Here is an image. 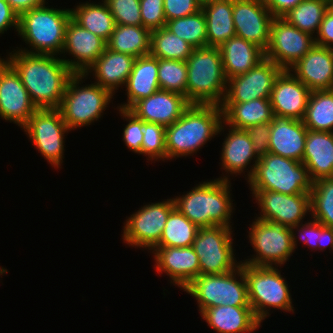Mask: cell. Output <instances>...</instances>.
<instances>
[{"label":"cell","instance_id":"2e32d148","mask_svg":"<svg viewBox=\"0 0 333 333\" xmlns=\"http://www.w3.org/2000/svg\"><path fill=\"white\" fill-rule=\"evenodd\" d=\"M283 69L264 58L248 72L228 79L223 103H244L270 98L276 78Z\"/></svg>","mask_w":333,"mask_h":333},{"label":"cell","instance_id":"277c9868","mask_svg":"<svg viewBox=\"0 0 333 333\" xmlns=\"http://www.w3.org/2000/svg\"><path fill=\"white\" fill-rule=\"evenodd\" d=\"M45 5L47 4L19 15L17 34L30 49L21 47L16 50L61 57L66 26L71 18V8L58 9Z\"/></svg>","mask_w":333,"mask_h":333},{"label":"cell","instance_id":"f546056e","mask_svg":"<svg viewBox=\"0 0 333 333\" xmlns=\"http://www.w3.org/2000/svg\"><path fill=\"white\" fill-rule=\"evenodd\" d=\"M219 49L227 80L248 72L265 58L264 50L237 36L223 43Z\"/></svg>","mask_w":333,"mask_h":333},{"label":"cell","instance_id":"4fadbf2b","mask_svg":"<svg viewBox=\"0 0 333 333\" xmlns=\"http://www.w3.org/2000/svg\"><path fill=\"white\" fill-rule=\"evenodd\" d=\"M175 207L173 198L153 202L139 208L127 217L123 227L122 240L129 247L151 250L160 240L171 210Z\"/></svg>","mask_w":333,"mask_h":333},{"label":"cell","instance_id":"816d5d0a","mask_svg":"<svg viewBox=\"0 0 333 333\" xmlns=\"http://www.w3.org/2000/svg\"><path fill=\"white\" fill-rule=\"evenodd\" d=\"M302 0H265L264 4L274 17H283Z\"/></svg>","mask_w":333,"mask_h":333},{"label":"cell","instance_id":"30bf717a","mask_svg":"<svg viewBox=\"0 0 333 333\" xmlns=\"http://www.w3.org/2000/svg\"><path fill=\"white\" fill-rule=\"evenodd\" d=\"M254 220L247 232V238L255 254L241 263L280 268L295 252L291 227L273 220L263 221L256 217Z\"/></svg>","mask_w":333,"mask_h":333},{"label":"cell","instance_id":"8992f818","mask_svg":"<svg viewBox=\"0 0 333 333\" xmlns=\"http://www.w3.org/2000/svg\"><path fill=\"white\" fill-rule=\"evenodd\" d=\"M242 270L247 282L249 305L261 323L271 315V308L294 313L290 286L278 267L242 263Z\"/></svg>","mask_w":333,"mask_h":333},{"label":"cell","instance_id":"ffe728a7","mask_svg":"<svg viewBox=\"0 0 333 333\" xmlns=\"http://www.w3.org/2000/svg\"><path fill=\"white\" fill-rule=\"evenodd\" d=\"M107 48V42L70 18L61 52L73 59L61 58L74 73H84ZM66 53V54H65Z\"/></svg>","mask_w":333,"mask_h":333},{"label":"cell","instance_id":"4316f807","mask_svg":"<svg viewBox=\"0 0 333 333\" xmlns=\"http://www.w3.org/2000/svg\"><path fill=\"white\" fill-rule=\"evenodd\" d=\"M200 315L217 333H253L262 324L251 306L220 305L206 308Z\"/></svg>","mask_w":333,"mask_h":333},{"label":"cell","instance_id":"681fc988","mask_svg":"<svg viewBox=\"0 0 333 333\" xmlns=\"http://www.w3.org/2000/svg\"><path fill=\"white\" fill-rule=\"evenodd\" d=\"M317 36V37H316ZM315 45L333 49V7L326 12L320 24L319 31L315 35Z\"/></svg>","mask_w":333,"mask_h":333},{"label":"cell","instance_id":"7bdbcfd3","mask_svg":"<svg viewBox=\"0 0 333 333\" xmlns=\"http://www.w3.org/2000/svg\"><path fill=\"white\" fill-rule=\"evenodd\" d=\"M165 133L166 127L143 121L141 155L147 156L148 161L167 160Z\"/></svg>","mask_w":333,"mask_h":333},{"label":"cell","instance_id":"836d02e7","mask_svg":"<svg viewBox=\"0 0 333 333\" xmlns=\"http://www.w3.org/2000/svg\"><path fill=\"white\" fill-rule=\"evenodd\" d=\"M151 31L143 26L116 24L107 48L135 58L150 54Z\"/></svg>","mask_w":333,"mask_h":333},{"label":"cell","instance_id":"f1b7e54d","mask_svg":"<svg viewBox=\"0 0 333 333\" xmlns=\"http://www.w3.org/2000/svg\"><path fill=\"white\" fill-rule=\"evenodd\" d=\"M125 88L127 101L116 108L129 110L137 101L160 90L158 58L150 54L137 57Z\"/></svg>","mask_w":333,"mask_h":333},{"label":"cell","instance_id":"74e56055","mask_svg":"<svg viewBox=\"0 0 333 333\" xmlns=\"http://www.w3.org/2000/svg\"><path fill=\"white\" fill-rule=\"evenodd\" d=\"M193 47L165 27L151 31L150 55L158 59L186 61Z\"/></svg>","mask_w":333,"mask_h":333},{"label":"cell","instance_id":"5bb4252c","mask_svg":"<svg viewBox=\"0 0 333 333\" xmlns=\"http://www.w3.org/2000/svg\"><path fill=\"white\" fill-rule=\"evenodd\" d=\"M314 46L315 37L296 28L283 17H274L265 57L283 70H289Z\"/></svg>","mask_w":333,"mask_h":333},{"label":"cell","instance_id":"bcb514c9","mask_svg":"<svg viewBox=\"0 0 333 333\" xmlns=\"http://www.w3.org/2000/svg\"><path fill=\"white\" fill-rule=\"evenodd\" d=\"M143 27L154 31L166 25L163 0H140Z\"/></svg>","mask_w":333,"mask_h":333},{"label":"cell","instance_id":"ac0fdd59","mask_svg":"<svg viewBox=\"0 0 333 333\" xmlns=\"http://www.w3.org/2000/svg\"><path fill=\"white\" fill-rule=\"evenodd\" d=\"M226 129L228 130V133H226L227 135L225 134L226 138L224 137L223 139L224 141L222 143V152L220 156V165L222 166L220 169H223L226 172V175L222 177L220 176L217 179L229 181L231 180L229 179L230 175H235L236 177L247 172L244 176H247L245 179L248 181L252 177L256 164L259 161V158L253 150V143L245 129L232 128L227 126L223 121L220 124L218 134H222ZM251 163L252 166L250 165ZM247 167L250 170H248Z\"/></svg>","mask_w":333,"mask_h":333},{"label":"cell","instance_id":"52a82bcc","mask_svg":"<svg viewBox=\"0 0 333 333\" xmlns=\"http://www.w3.org/2000/svg\"><path fill=\"white\" fill-rule=\"evenodd\" d=\"M247 183L251 192L270 190L287 195L310 193L313 185L302 162L270 152L259 158Z\"/></svg>","mask_w":333,"mask_h":333},{"label":"cell","instance_id":"7c38bea8","mask_svg":"<svg viewBox=\"0 0 333 333\" xmlns=\"http://www.w3.org/2000/svg\"><path fill=\"white\" fill-rule=\"evenodd\" d=\"M232 229L224 226L198 229L192 247L199 258L200 275L228 273L240 265L241 261L235 258Z\"/></svg>","mask_w":333,"mask_h":333},{"label":"cell","instance_id":"603a6c76","mask_svg":"<svg viewBox=\"0 0 333 333\" xmlns=\"http://www.w3.org/2000/svg\"><path fill=\"white\" fill-rule=\"evenodd\" d=\"M190 105L187 98L179 93L158 90L137 101L129 111L144 122L167 127L176 122Z\"/></svg>","mask_w":333,"mask_h":333},{"label":"cell","instance_id":"1f68e13d","mask_svg":"<svg viewBox=\"0 0 333 333\" xmlns=\"http://www.w3.org/2000/svg\"><path fill=\"white\" fill-rule=\"evenodd\" d=\"M222 121L236 129H246L251 125L270 123L273 111L269 98H260L244 103H222Z\"/></svg>","mask_w":333,"mask_h":333},{"label":"cell","instance_id":"e0dca14e","mask_svg":"<svg viewBox=\"0 0 333 333\" xmlns=\"http://www.w3.org/2000/svg\"><path fill=\"white\" fill-rule=\"evenodd\" d=\"M37 108L19 74L0 56V117L23 127Z\"/></svg>","mask_w":333,"mask_h":333},{"label":"cell","instance_id":"c3c4849f","mask_svg":"<svg viewBox=\"0 0 333 333\" xmlns=\"http://www.w3.org/2000/svg\"><path fill=\"white\" fill-rule=\"evenodd\" d=\"M253 143V150L258 158L269 153L271 123L251 125L245 129Z\"/></svg>","mask_w":333,"mask_h":333},{"label":"cell","instance_id":"cb8c5ba5","mask_svg":"<svg viewBox=\"0 0 333 333\" xmlns=\"http://www.w3.org/2000/svg\"><path fill=\"white\" fill-rule=\"evenodd\" d=\"M289 71L311 91L333 89V49L315 45Z\"/></svg>","mask_w":333,"mask_h":333},{"label":"cell","instance_id":"6da1fadb","mask_svg":"<svg viewBox=\"0 0 333 333\" xmlns=\"http://www.w3.org/2000/svg\"><path fill=\"white\" fill-rule=\"evenodd\" d=\"M8 54L4 58L19 74L34 106L37 109H58L67 83L74 74L61 57L16 49Z\"/></svg>","mask_w":333,"mask_h":333},{"label":"cell","instance_id":"e575fe53","mask_svg":"<svg viewBox=\"0 0 333 333\" xmlns=\"http://www.w3.org/2000/svg\"><path fill=\"white\" fill-rule=\"evenodd\" d=\"M302 121L309 130L333 132V89L311 91Z\"/></svg>","mask_w":333,"mask_h":333},{"label":"cell","instance_id":"d4e9b609","mask_svg":"<svg viewBox=\"0 0 333 333\" xmlns=\"http://www.w3.org/2000/svg\"><path fill=\"white\" fill-rule=\"evenodd\" d=\"M269 152L302 162L307 128L302 120L273 116Z\"/></svg>","mask_w":333,"mask_h":333},{"label":"cell","instance_id":"5b68a950","mask_svg":"<svg viewBox=\"0 0 333 333\" xmlns=\"http://www.w3.org/2000/svg\"><path fill=\"white\" fill-rule=\"evenodd\" d=\"M187 63V100L191 104L221 105L227 78L218 47L194 48Z\"/></svg>","mask_w":333,"mask_h":333},{"label":"cell","instance_id":"44dd1931","mask_svg":"<svg viewBox=\"0 0 333 333\" xmlns=\"http://www.w3.org/2000/svg\"><path fill=\"white\" fill-rule=\"evenodd\" d=\"M149 252L154 254L156 272L166 273L170 284L182 290L200 275L199 258L192 246L153 247Z\"/></svg>","mask_w":333,"mask_h":333},{"label":"cell","instance_id":"7a4b0ae2","mask_svg":"<svg viewBox=\"0 0 333 333\" xmlns=\"http://www.w3.org/2000/svg\"><path fill=\"white\" fill-rule=\"evenodd\" d=\"M221 122V106L191 104L176 122L166 127L167 161L197 154L218 135Z\"/></svg>","mask_w":333,"mask_h":333},{"label":"cell","instance_id":"b9f144b4","mask_svg":"<svg viewBox=\"0 0 333 333\" xmlns=\"http://www.w3.org/2000/svg\"><path fill=\"white\" fill-rule=\"evenodd\" d=\"M160 90L179 93L187 98V63L172 59H158Z\"/></svg>","mask_w":333,"mask_h":333},{"label":"cell","instance_id":"8d00e7d4","mask_svg":"<svg viewBox=\"0 0 333 333\" xmlns=\"http://www.w3.org/2000/svg\"><path fill=\"white\" fill-rule=\"evenodd\" d=\"M198 229L174 207L169 214L161 238L154 247H191Z\"/></svg>","mask_w":333,"mask_h":333},{"label":"cell","instance_id":"f5cc1de1","mask_svg":"<svg viewBox=\"0 0 333 333\" xmlns=\"http://www.w3.org/2000/svg\"><path fill=\"white\" fill-rule=\"evenodd\" d=\"M11 8L18 14L31 10L35 7L47 4L46 0H6ZM48 1V0H47Z\"/></svg>","mask_w":333,"mask_h":333},{"label":"cell","instance_id":"d6a6232c","mask_svg":"<svg viewBox=\"0 0 333 333\" xmlns=\"http://www.w3.org/2000/svg\"><path fill=\"white\" fill-rule=\"evenodd\" d=\"M89 1L80 2L70 9L71 18L107 42L116 26L113 15L104 0L98 3Z\"/></svg>","mask_w":333,"mask_h":333},{"label":"cell","instance_id":"ee69618b","mask_svg":"<svg viewBox=\"0 0 333 333\" xmlns=\"http://www.w3.org/2000/svg\"><path fill=\"white\" fill-rule=\"evenodd\" d=\"M116 24L143 26L140 0H104Z\"/></svg>","mask_w":333,"mask_h":333},{"label":"cell","instance_id":"d590c367","mask_svg":"<svg viewBox=\"0 0 333 333\" xmlns=\"http://www.w3.org/2000/svg\"><path fill=\"white\" fill-rule=\"evenodd\" d=\"M332 6L331 0H302L283 18L290 24L313 37L318 33L326 12Z\"/></svg>","mask_w":333,"mask_h":333},{"label":"cell","instance_id":"60d3db41","mask_svg":"<svg viewBox=\"0 0 333 333\" xmlns=\"http://www.w3.org/2000/svg\"><path fill=\"white\" fill-rule=\"evenodd\" d=\"M291 232L295 251L298 248L297 244L300 240L305 245H308L307 247L311 251H323L325 248L333 250V228L324 226L312 218L311 220H307V222L305 221L304 224L300 223L297 226L291 227Z\"/></svg>","mask_w":333,"mask_h":333},{"label":"cell","instance_id":"484cf974","mask_svg":"<svg viewBox=\"0 0 333 333\" xmlns=\"http://www.w3.org/2000/svg\"><path fill=\"white\" fill-rule=\"evenodd\" d=\"M136 58L106 48L102 55L84 72L93 77L96 84L108 90L113 96L121 86H125L133 70ZM91 73V74H90Z\"/></svg>","mask_w":333,"mask_h":333},{"label":"cell","instance_id":"3957f363","mask_svg":"<svg viewBox=\"0 0 333 333\" xmlns=\"http://www.w3.org/2000/svg\"><path fill=\"white\" fill-rule=\"evenodd\" d=\"M231 180L212 179L199 182L182 196L173 198L175 207L198 228L224 226L232 228L234 213Z\"/></svg>","mask_w":333,"mask_h":333},{"label":"cell","instance_id":"f35d334b","mask_svg":"<svg viewBox=\"0 0 333 333\" xmlns=\"http://www.w3.org/2000/svg\"><path fill=\"white\" fill-rule=\"evenodd\" d=\"M165 28L193 48L207 47L206 18L202 9L193 15L166 21Z\"/></svg>","mask_w":333,"mask_h":333},{"label":"cell","instance_id":"9a60e30c","mask_svg":"<svg viewBox=\"0 0 333 333\" xmlns=\"http://www.w3.org/2000/svg\"><path fill=\"white\" fill-rule=\"evenodd\" d=\"M261 212L256 216L263 221H276L287 227L304 223L303 219L311 214L310 193L287 195L270 190L252 192Z\"/></svg>","mask_w":333,"mask_h":333},{"label":"cell","instance_id":"4dcf8cb0","mask_svg":"<svg viewBox=\"0 0 333 333\" xmlns=\"http://www.w3.org/2000/svg\"><path fill=\"white\" fill-rule=\"evenodd\" d=\"M201 9L206 18L207 47H220L236 36L233 21V0H208Z\"/></svg>","mask_w":333,"mask_h":333},{"label":"cell","instance_id":"7dc6e473","mask_svg":"<svg viewBox=\"0 0 333 333\" xmlns=\"http://www.w3.org/2000/svg\"><path fill=\"white\" fill-rule=\"evenodd\" d=\"M200 0H163L166 21L193 15L201 10Z\"/></svg>","mask_w":333,"mask_h":333},{"label":"cell","instance_id":"ba28073f","mask_svg":"<svg viewBox=\"0 0 333 333\" xmlns=\"http://www.w3.org/2000/svg\"><path fill=\"white\" fill-rule=\"evenodd\" d=\"M87 78L85 73H74L71 76L58 108L70 130L98 121L114 97L95 82L84 85Z\"/></svg>","mask_w":333,"mask_h":333},{"label":"cell","instance_id":"8fae6325","mask_svg":"<svg viewBox=\"0 0 333 333\" xmlns=\"http://www.w3.org/2000/svg\"><path fill=\"white\" fill-rule=\"evenodd\" d=\"M21 129L54 169L62 168L65 134L71 130L59 109H37Z\"/></svg>","mask_w":333,"mask_h":333},{"label":"cell","instance_id":"f907efd6","mask_svg":"<svg viewBox=\"0 0 333 333\" xmlns=\"http://www.w3.org/2000/svg\"><path fill=\"white\" fill-rule=\"evenodd\" d=\"M19 15L11 8L6 0H0V35L13 27L18 31Z\"/></svg>","mask_w":333,"mask_h":333},{"label":"cell","instance_id":"83f0119b","mask_svg":"<svg viewBox=\"0 0 333 333\" xmlns=\"http://www.w3.org/2000/svg\"><path fill=\"white\" fill-rule=\"evenodd\" d=\"M302 163L313 182L333 177V132L307 129Z\"/></svg>","mask_w":333,"mask_h":333},{"label":"cell","instance_id":"7402d4cb","mask_svg":"<svg viewBox=\"0 0 333 333\" xmlns=\"http://www.w3.org/2000/svg\"><path fill=\"white\" fill-rule=\"evenodd\" d=\"M311 90L289 70H283L276 78L270 95L274 116L302 120Z\"/></svg>","mask_w":333,"mask_h":333},{"label":"cell","instance_id":"9c48e42d","mask_svg":"<svg viewBox=\"0 0 333 333\" xmlns=\"http://www.w3.org/2000/svg\"><path fill=\"white\" fill-rule=\"evenodd\" d=\"M183 291L197 300L199 313L220 305L250 306L242 263L228 273L199 275Z\"/></svg>","mask_w":333,"mask_h":333},{"label":"cell","instance_id":"ab89813d","mask_svg":"<svg viewBox=\"0 0 333 333\" xmlns=\"http://www.w3.org/2000/svg\"><path fill=\"white\" fill-rule=\"evenodd\" d=\"M310 209V218L333 228V177L320 178L313 182Z\"/></svg>","mask_w":333,"mask_h":333},{"label":"cell","instance_id":"f6af8a7d","mask_svg":"<svg viewBox=\"0 0 333 333\" xmlns=\"http://www.w3.org/2000/svg\"><path fill=\"white\" fill-rule=\"evenodd\" d=\"M120 116L128 123L123 128V139L125 146L138 155L141 154V145L143 140V120L137 118L127 109L117 108Z\"/></svg>","mask_w":333,"mask_h":333},{"label":"cell","instance_id":"d6986e66","mask_svg":"<svg viewBox=\"0 0 333 333\" xmlns=\"http://www.w3.org/2000/svg\"><path fill=\"white\" fill-rule=\"evenodd\" d=\"M274 16L261 0H233V21L237 37L252 42L262 50L269 45Z\"/></svg>","mask_w":333,"mask_h":333}]
</instances>
